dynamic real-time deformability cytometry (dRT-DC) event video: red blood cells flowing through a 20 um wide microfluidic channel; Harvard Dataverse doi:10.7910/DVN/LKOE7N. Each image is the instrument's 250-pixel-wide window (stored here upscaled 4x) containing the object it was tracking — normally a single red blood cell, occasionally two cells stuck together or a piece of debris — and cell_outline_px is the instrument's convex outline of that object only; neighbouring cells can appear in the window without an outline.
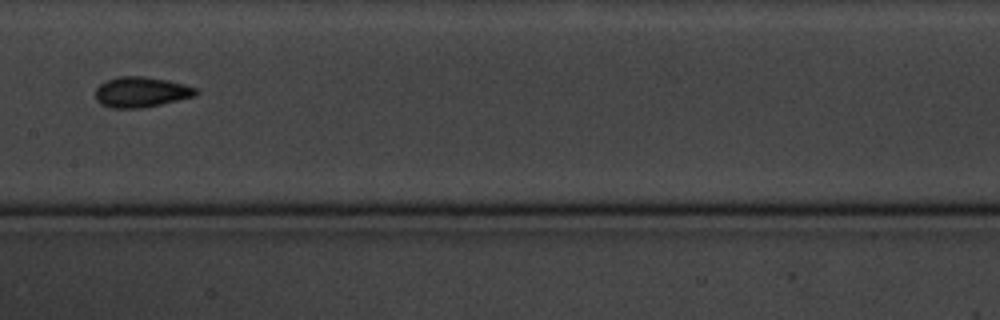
{"species": "common noctule bat (a hibernating species)", "species_latin": "Nyctalus noctula", "temperature_condition": "cold", "stored_images_in_passage": 17, "camera_frame_rate_fps": 3000, "um_per_image_px": 0.085, "animal": {"sex": "male", "body_mass_g": 20.1, "forearm_length_mm": 53.5}, "frame": {"image": 1, "passage_image": 8, "time_ms": 9.0, "image_size_px": [1000, 320], "cell_outline_px": [[196, 96], [160, 104], [140, 108], [112, 108], [100, 104], [96, 100], [96, 88], [100, 84], [108, 80], [120, 76], [144, 76], [168, 80], [196, 88]], "centroid_in_image_um": [11.97, 7.82], "position_along_channel_um": 195.4, "area_um2": 17.63}}
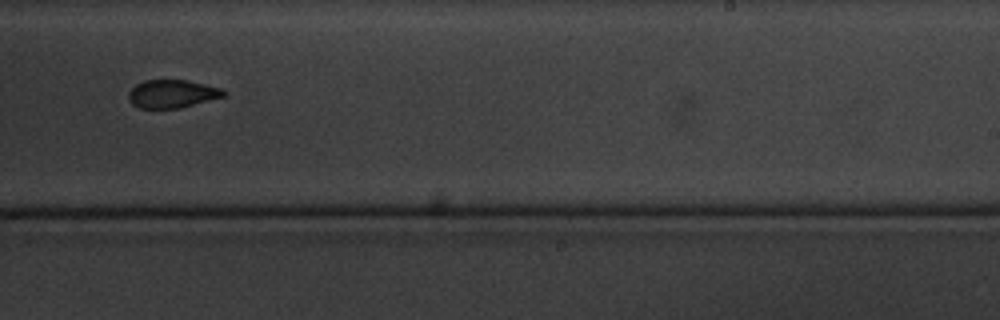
{"frame": {"image": 2, "passage_image": 10, "time_ms": 11.333, "image_size_px": [1000, 320], "cell_outline_px": [[228, 92], [224, 96], [180, 108], [140, 108], [132, 104], [128, 100], [128, 92], [136, 84], [144, 80], [188, 80], [220, 88]], "centroid_in_image_um": [14.61, 7.97], "position_along_channel_um": 274.4, "area_um2": 15.55}}
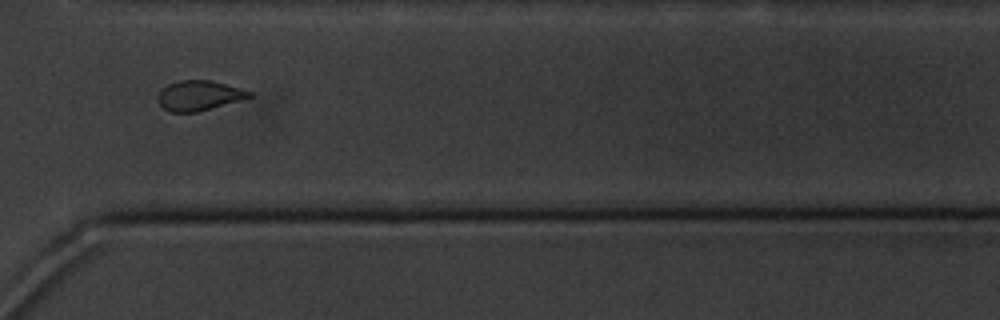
{"frame": {"image": 3, "passage_image": 12, "time_ms": 13.667, "image_size_px": [1000, 320], "cell_outline_px": [[252, 96], [240, 100], [196, 112], [172, 112], [164, 108], [160, 104], [156, 96], [168, 84], [180, 80], [212, 80], [240, 88], [252, 92]], "centroid_in_image_um": [16.91, 8.11], "position_along_channel_um": 353.7, "area_um2": 15.72}, "authors_computed_cell_mechanics": {"area_um2": 16.9932, "velocity_mm_per_s": 3.3896, "shape_relaxation_time_tau1_ms": 1.115, "shape_relaxation_time_tau2_ms": 1.8513, "deformation_change_tau1": 0.1542, "deformation_change_tau2": 0.0796}}